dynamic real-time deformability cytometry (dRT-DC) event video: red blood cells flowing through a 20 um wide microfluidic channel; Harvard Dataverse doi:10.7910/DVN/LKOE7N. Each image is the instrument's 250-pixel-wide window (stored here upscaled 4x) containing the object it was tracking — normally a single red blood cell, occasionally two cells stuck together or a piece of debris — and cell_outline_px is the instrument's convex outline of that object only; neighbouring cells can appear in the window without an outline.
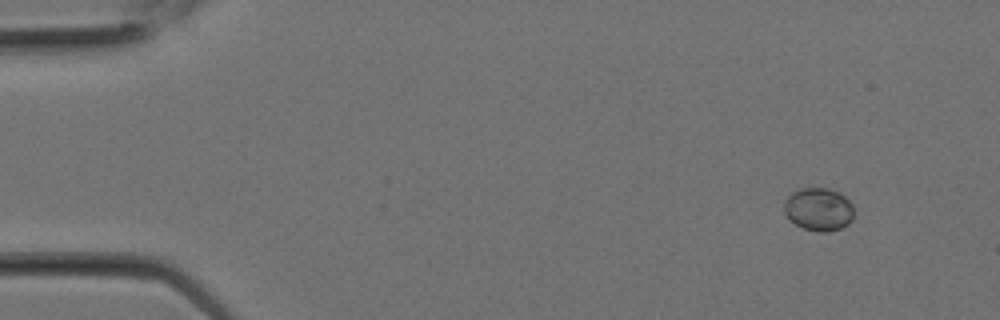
{"species": "Egyptian fruit bat (a non-hibernating species)", "species_latin": "Rousettus aegyptiacus", "temperature_condition": "room temperature", "stored_images_in_passage": 2, "camera_frame_rate_fps": 3000, "um_per_image_px": 0.085, "animal": {"sex": "female"}, "frame": {"image": 1, "passage_image": 1, "time_ms": 0.0, "image_size_px": [1000, 320], "cell_outline_px": [[852, 220], [848, 224], [840, 228], [828, 232], [820, 232], [804, 228], [796, 224], [784, 212], [784, 200], [796, 188], [828, 188], [840, 192], [852, 204]], "centroid_in_image_um": [69.57, 17.77], "position_along_channel_um": 15.4, "area_um2": 17.46}}